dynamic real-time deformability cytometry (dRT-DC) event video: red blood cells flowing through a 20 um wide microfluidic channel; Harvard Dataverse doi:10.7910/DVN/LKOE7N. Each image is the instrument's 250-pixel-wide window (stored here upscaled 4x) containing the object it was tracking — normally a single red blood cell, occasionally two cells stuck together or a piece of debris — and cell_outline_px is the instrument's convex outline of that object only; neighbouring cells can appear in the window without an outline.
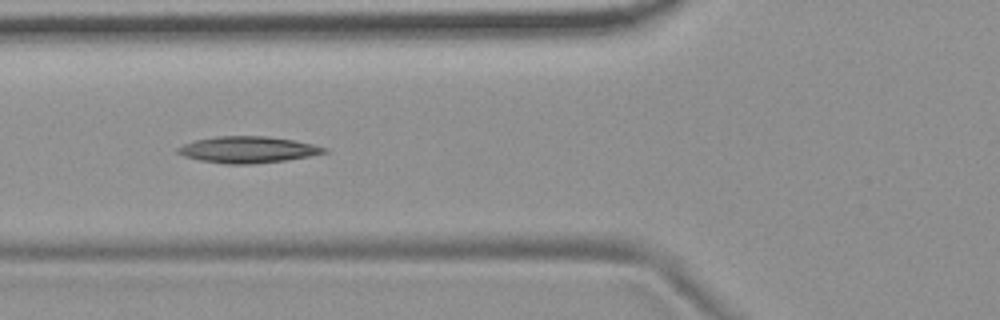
{"species": "common noctule bat (a hibernating species)", "species_latin": "Nyctalus noctula", "temperature_condition": "room temperature", "stored_images_in_passage": 6, "camera_frame_rate_fps": 3000, "um_per_image_px": 0.085, "animal": {"sex": "female", "body_mass_g": 19.9}, "frame": {"image": 1, "passage_image": 5, "time_ms": 4.333, "image_size_px": [1000, 320], "cell_outline_px": [[328, 152], [308, 156], [284, 160], [252, 164], [224, 164], [200, 160], [184, 156], [176, 152], [176, 148], [184, 144], [196, 140], [216, 136], [264, 136], [292, 140], [312, 144], [328, 148]], "centroid_in_image_um": [21.03, 12.72], "position_along_channel_um": 104.8, "area_um2": 22.37}}
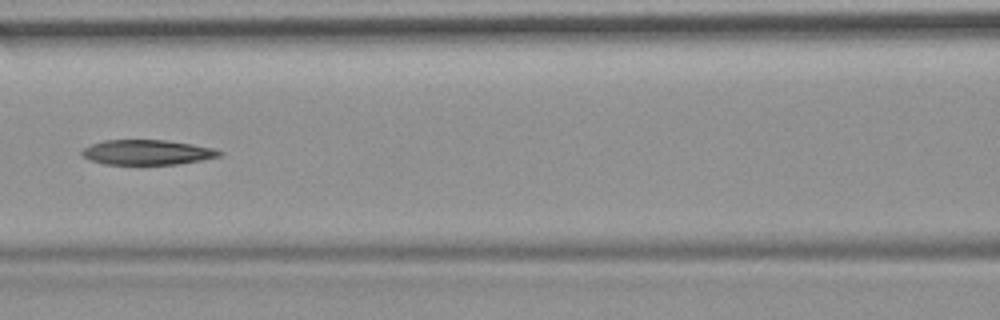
{"frame": {"image": 2, "passage_image": 6, "time_ms": 5.667, "image_size_px": [1000, 320], "cell_outline_px": [[224, 152], [220, 156], [200, 160], [176, 164], [104, 164], [80, 156], [80, 152], [84, 148], [92, 144], [104, 140], [164, 140], [192, 144], [212, 148]], "centroid_in_image_um": [12.48, 12.94], "position_along_channel_um": 154.1, "area_um2": 19.83}}